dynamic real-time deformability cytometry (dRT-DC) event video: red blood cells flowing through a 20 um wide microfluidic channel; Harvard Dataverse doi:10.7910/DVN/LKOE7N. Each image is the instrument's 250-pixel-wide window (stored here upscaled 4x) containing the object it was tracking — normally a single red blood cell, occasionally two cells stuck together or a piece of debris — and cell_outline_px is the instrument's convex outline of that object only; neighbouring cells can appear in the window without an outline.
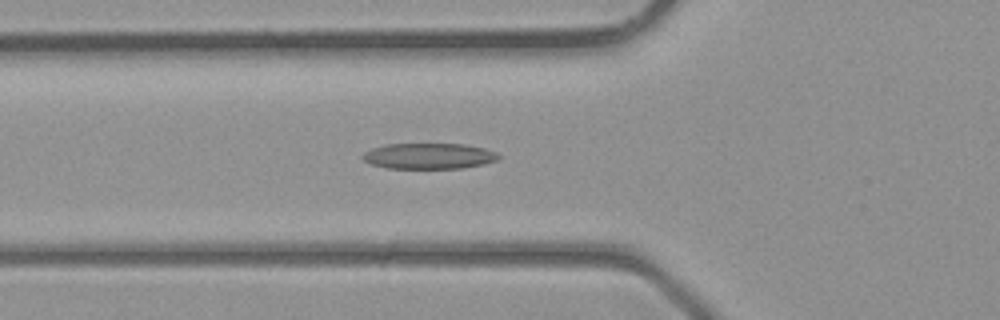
{"species": "common noctule bat (a hibernating species)", "species_latin": "Nyctalus noctula", "temperature_condition": "room temperature", "stored_images_in_passage": 25, "camera_frame_rate_fps": 3000, "um_per_image_px": 0.085, "animal": {"sex": "male", "body_mass_g": 23.1, "forearm_length_mm": 52.7}, "frame": {"image": 1, "passage_image": 2, "time_ms": 0.333, "image_size_px": [1000, 320], "cell_outline_px": [[500, 160], [484, 164], [460, 168], [388, 168], [368, 164], [360, 156], [364, 152], [372, 148], [384, 144], [464, 144], [484, 148], [496, 152], [500, 156]], "centroid_in_image_um": [36.44, 13.26], "position_along_channel_um": 89.4, "area_um2": 20.58}}
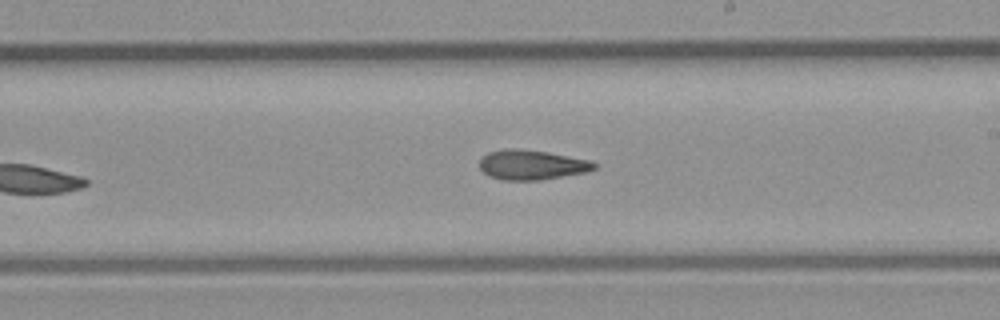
{"frame": {"image": 2, "passage_image": 11, "time_ms": 3.333, "image_size_px": [1000, 320], "cell_outline_px": [[596, 168], [588, 172], [540, 180], [504, 180], [488, 176], [480, 168], [480, 156], [488, 152], [504, 148], [516, 148], [548, 152], [592, 160], [596, 164]], "centroid_in_image_um": [45.2, 14.0], "position_along_channel_um": 243.8, "area_um2": 20.17}}
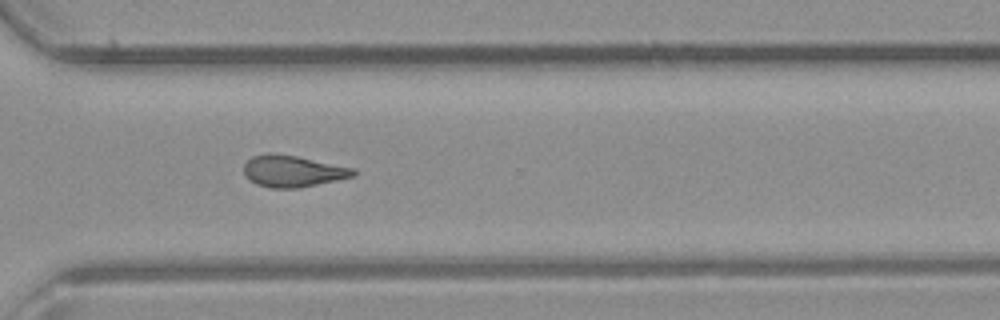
{"frame": {"image": 3, "passage_image": 17, "time_ms": 5.333, "image_size_px": [1000, 320], "cell_outline_px": [[356, 176], [296, 188], [272, 188], [256, 184], [248, 180], [244, 176], [244, 164], [252, 156], [268, 152], [296, 156], [356, 168]], "centroid_in_image_um": [24.86, 14.54], "position_along_channel_um": 345.7, "area_um2": 20.23}}